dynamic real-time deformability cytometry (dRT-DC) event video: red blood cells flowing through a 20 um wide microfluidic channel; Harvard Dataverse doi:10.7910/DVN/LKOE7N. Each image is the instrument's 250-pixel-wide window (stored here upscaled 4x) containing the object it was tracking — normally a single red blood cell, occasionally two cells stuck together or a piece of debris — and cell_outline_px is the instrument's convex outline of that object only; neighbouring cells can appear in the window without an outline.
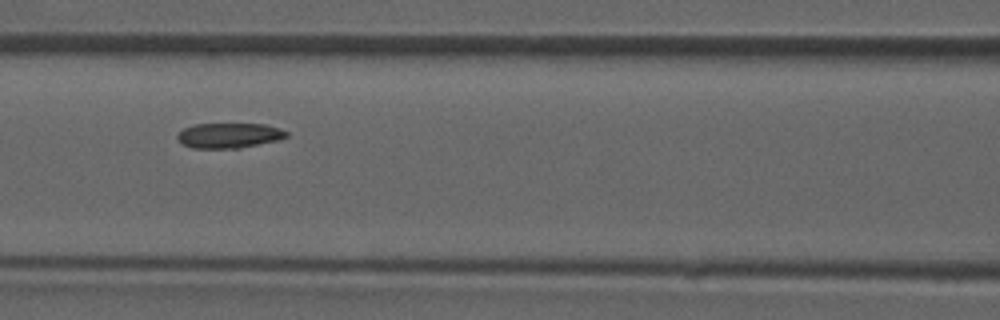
{"species": "common noctule bat (a hibernating species)", "species_latin": "Nyctalus noctula", "temperature_condition": "room temperature", "stored_images_in_passage": 48, "camera_frame_rate_fps": 3000, "um_per_image_px": 0.085, "animal": {"sex": "male", "forearm_length_mm": 52.5}, "frame": {"image": 1, "passage_image": 21, "time_ms": 6.667, "image_size_px": [1000, 320], "cell_outline_px": [[288, 136], [280, 140], [240, 148], [192, 148], [184, 144], [176, 136], [184, 128], [196, 124], [264, 124], [280, 128], [288, 132]], "centroid_in_image_um": [19.52, 11.51], "position_along_channel_um": 147.1, "area_um2": 15.9}}